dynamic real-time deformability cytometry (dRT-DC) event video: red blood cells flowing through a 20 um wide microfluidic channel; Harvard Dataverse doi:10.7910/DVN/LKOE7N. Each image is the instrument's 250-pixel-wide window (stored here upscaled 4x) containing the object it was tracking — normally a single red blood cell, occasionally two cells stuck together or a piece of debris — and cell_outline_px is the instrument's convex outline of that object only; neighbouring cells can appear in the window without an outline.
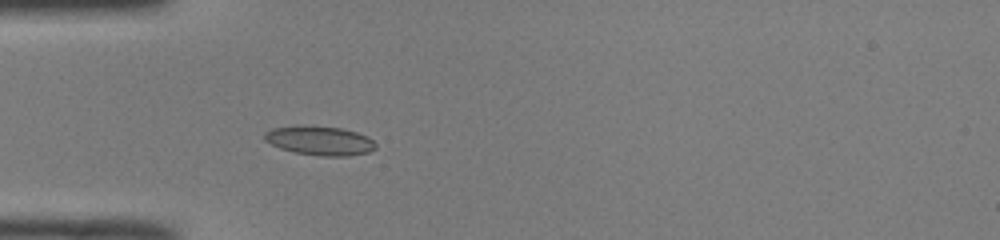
{"species": "common noctule bat (a hibernating species)", "species_latin": "Nyctalus noctula", "temperature_condition": "room temperature", "stored_images_in_passage": 14, "camera_frame_rate_fps": 3000, "um_per_image_px": 0.085, "animal": {"sex": "male", "body_mass_g": 19.0, "forearm_length_mm": 50.8}, "frame": {"image": 1, "passage_image": 10, "time_ms": 3.0, "image_size_px": [1000, 240], "cell_outline_px": [[376, 148], [368, 152], [348, 156], [320, 156], [296, 152], [280, 148], [264, 140], [264, 132], [272, 128], [296, 124], [340, 128], [356, 132], [368, 136], [376, 144]], "centroid_in_image_um": [27.15, 11.94], "position_along_channel_um": 57.8, "area_um2": 19.02}}
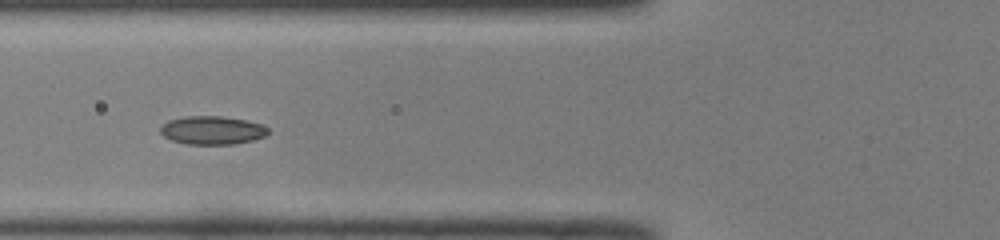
{"frame": {"image": 2, "passage_image": 14, "time_ms": 4.333, "image_size_px": [1000, 240], "cell_outline_px": [[268, 132], [264, 136], [252, 140], [232, 144], [188, 144], [172, 140], [164, 136], [160, 132], [160, 128], [168, 120], [184, 116], [220, 116], [248, 120], [264, 124], [268, 128]], "centroid_in_image_um": [18.05, 11.06], "position_along_channel_um": 107.8, "area_um2": 17.8}}